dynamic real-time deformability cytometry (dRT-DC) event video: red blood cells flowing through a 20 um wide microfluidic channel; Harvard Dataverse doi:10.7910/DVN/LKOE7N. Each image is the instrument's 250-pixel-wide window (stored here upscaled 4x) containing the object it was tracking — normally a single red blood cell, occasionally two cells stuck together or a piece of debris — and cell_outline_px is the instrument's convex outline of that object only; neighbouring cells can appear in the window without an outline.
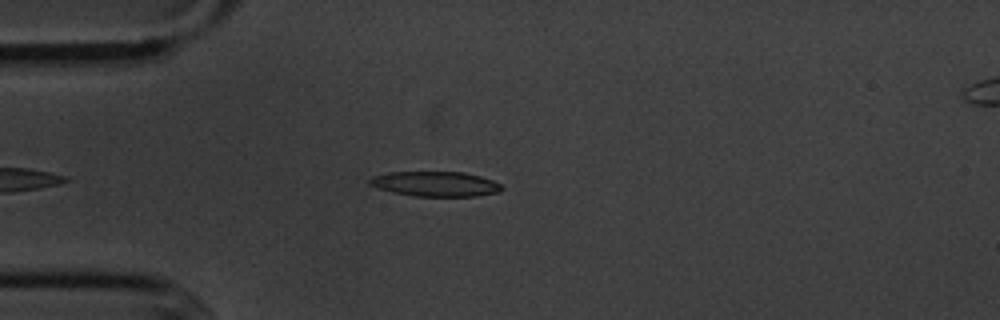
{"species": "common noctule bat (a hibernating species)", "species_latin": "Nyctalus noctula", "temperature_condition": "cold", "stored_images_in_passage": 3, "camera_frame_rate_fps": 3000, "um_per_image_px": 0.085, "animal": {"sex": "male", "body_mass_g": 20.1, "forearm_length_mm": 53.5}, "frame": {"image": 1, "passage_image": 3, "time_ms": 2.333, "image_size_px": [1000, 320], "cell_outline_px": [[504, 188], [500, 192], [476, 196], [416, 196], [392, 192], [368, 184], [368, 180], [372, 176], [388, 172], [464, 172], [480, 176], [492, 180], [500, 184]], "centroid_in_image_um": [37.02, 15.63], "position_along_channel_um": 48.0, "area_um2": 19.19}}